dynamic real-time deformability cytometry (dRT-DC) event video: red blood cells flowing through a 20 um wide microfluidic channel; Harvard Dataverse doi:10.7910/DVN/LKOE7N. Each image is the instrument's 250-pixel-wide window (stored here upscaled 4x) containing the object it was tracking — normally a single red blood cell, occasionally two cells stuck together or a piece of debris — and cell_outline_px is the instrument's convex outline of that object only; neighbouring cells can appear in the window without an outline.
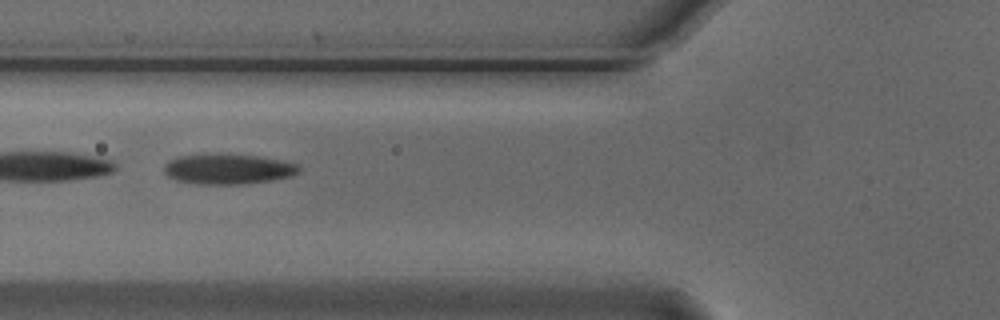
{"species": "Egyptian fruit bat (a non-hibernating species)", "species_latin": "Rousettus aegyptiacus", "temperature_condition": "cold", "stored_images_in_passage": 53, "camera_frame_rate_fps": 3000, "um_per_image_px": 0.085, "animal": {"sex": "male"}, "frame": {"image": 1, "passage_image": 19, "time_ms": 6.0, "image_size_px": [1000, 320], "cell_outline_px": [[300, 172], [292, 176], [272, 180], [244, 184], [200, 184], [176, 180], [168, 176], [164, 172], [164, 164], [168, 160], [180, 156], [260, 156], [280, 160], [296, 164], [300, 168]], "centroid_in_image_um": [19.4, 14.4], "position_along_channel_um": 106.4, "area_um2": 23.06}}
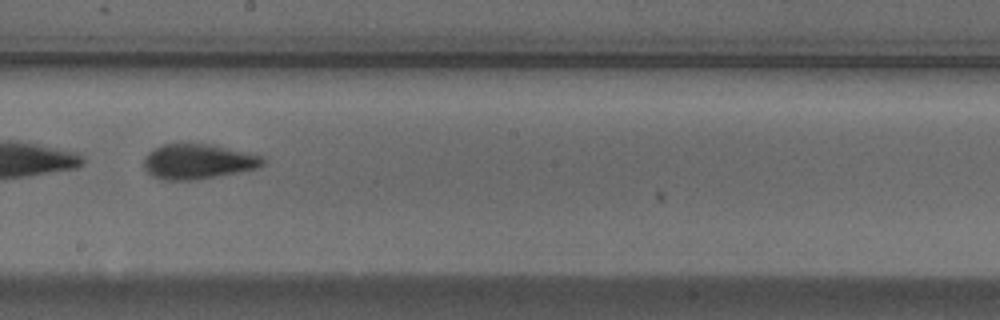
{"frame": {"image": 2, "passage_image": 29, "time_ms": 9.333, "image_size_px": [1000, 320], "cell_outline_px": [[264, 164], [260, 168], [240, 172], [192, 180], [164, 180], [152, 176], [144, 168], [144, 160], [148, 152], [152, 148], [164, 144], [212, 144], [264, 156]], "centroid_in_image_um": [16.84, 13.73], "position_along_channel_um": 231.4, "area_um2": 24.39}}